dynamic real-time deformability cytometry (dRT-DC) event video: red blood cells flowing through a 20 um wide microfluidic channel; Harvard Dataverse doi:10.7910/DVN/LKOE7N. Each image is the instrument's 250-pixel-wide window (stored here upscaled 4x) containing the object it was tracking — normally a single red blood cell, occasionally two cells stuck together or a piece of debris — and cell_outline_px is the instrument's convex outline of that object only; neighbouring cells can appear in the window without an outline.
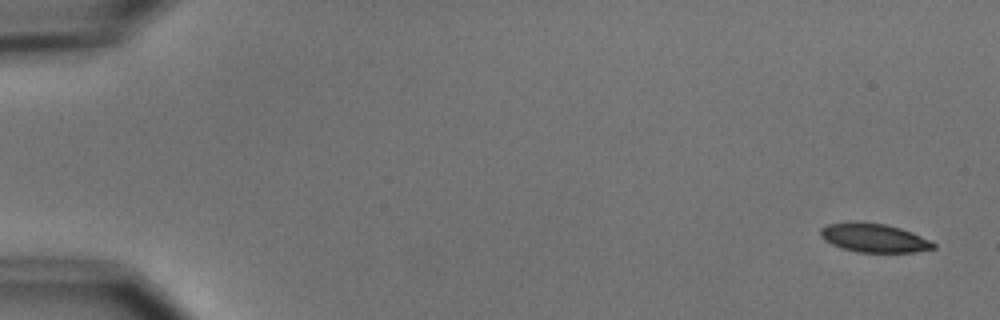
{"species": "common noctule bat (a hibernating species)", "species_latin": "Nyctalus noctula", "temperature_condition": "cold", "stored_images_in_passage": 3, "camera_frame_rate_fps": 3000, "um_per_image_px": 0.085, "animal": {"sex": "male", "body_mass_g": 15.6}, "frame": {"image": 1, "passage_image": 1, "time_ms": 0.0, "image_size_px": [1000, 320], "cell_outline_px": [[936, 248], [912, 252], [856, 252], [840, 248], [824, 240], [820, 236], [820, 228], [828, 224], [852, 220], [860, 220], [888, 224], [912, 232], [932, 240], [936, 244]], "centroid_in_image_um": [74.27, 20.19], "position_along_channel_um": 10.7, "area_um2": 19.48}}